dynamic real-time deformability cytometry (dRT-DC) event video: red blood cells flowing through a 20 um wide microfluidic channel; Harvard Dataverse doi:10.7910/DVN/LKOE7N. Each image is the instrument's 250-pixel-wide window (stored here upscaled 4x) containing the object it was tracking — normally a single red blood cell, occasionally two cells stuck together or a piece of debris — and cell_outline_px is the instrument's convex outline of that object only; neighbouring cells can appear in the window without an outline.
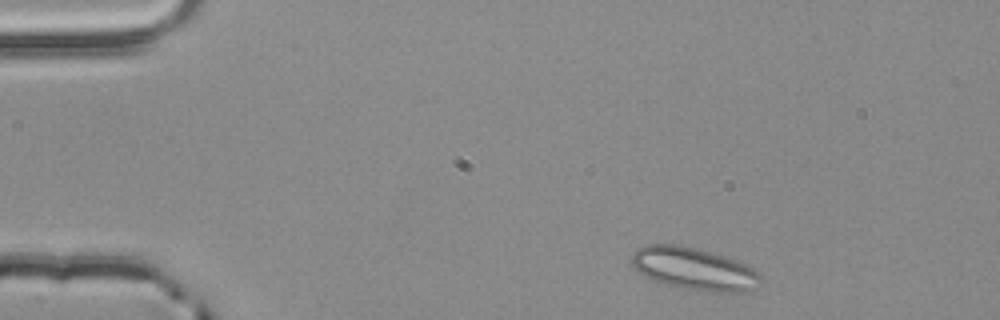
{"species": "common noctule bat (a hibernating species)", "species_latin": "Nyctalus noctula", "temperature_condition": "room temperature", "stored_images_in_passage": 2, "camera_frame_rate_fps": 3000, "um_per_image_px": 0.085, "animal": {"sex": "male", "body_mass_g": 20.4}, "frame": {"image": 1, "passage_image": 2, "time_ms": 0.333, "image_size_px": [1000, 320], "cell_outline_px": [[760, 280], [756, 288], [748, 292], [712, 292], [680, 288], [664, 284], [652, 280], [644, 276], [632, 264], [632, 256], [636, 248], [644, 244], [676, 244], [712, 252], [736, 260], [760, 272]], "centroid_in_image_um": [58.99, 22.86], "position_along_channel_um": 26.0, "area_um2": 32.02}}